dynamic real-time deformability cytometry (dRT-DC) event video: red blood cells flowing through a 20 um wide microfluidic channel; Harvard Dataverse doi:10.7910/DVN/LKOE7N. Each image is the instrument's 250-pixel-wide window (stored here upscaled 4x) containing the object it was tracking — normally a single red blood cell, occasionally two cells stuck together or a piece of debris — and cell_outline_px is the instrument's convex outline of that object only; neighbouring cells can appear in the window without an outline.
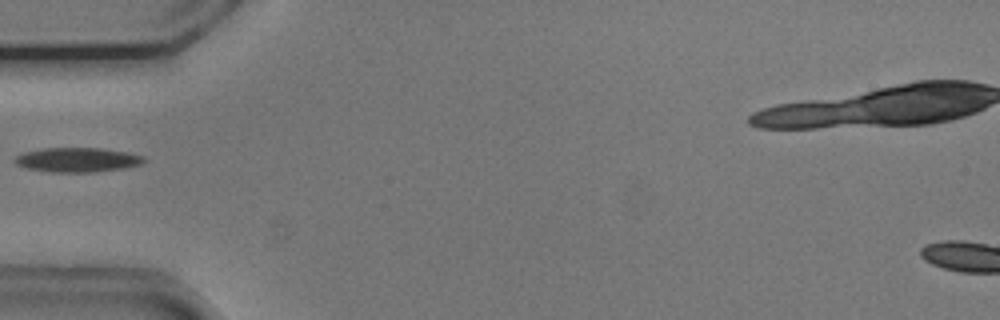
{"species": "common noctule bat (a hibernating species)", "species_latin": "Nyctalus noctula", "temperature_condition": "cold", "stored_images_in_passage": 37, "camera_frame_rate_fps": 3000, "um_per_image_px": 0.085, "animal": {"sex": "male", "body_mass_g": 20.5, "forearm_length_mm": 52.5}, "frame": {"image": 1, "passage_image": 1, "time_ms": 0.0, "image_size_px": [1000, 320], "cell_outline_px": [[148, 160], [140, 164], [124, 168], [96, 172], [48, 172], [24, 168], [16, 164], [12, 160], [16, 156], [24, 152], [44, 148], [100, 148], [128, 152], [144, 156]], "centroid_in_image_um": [6.57, 13.59], "position_along_channel_um": 78.4, "area_um2": 18.61}}
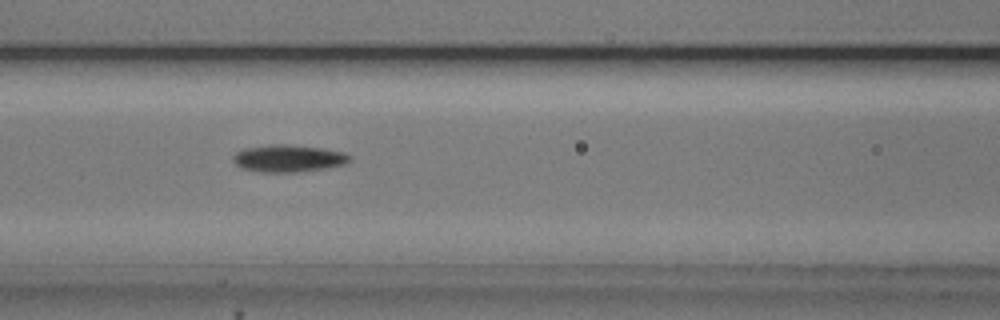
{"frame": {"image": 2, "passage_image": 6, "time_ms": 1.667, "image_size_px": [1000, 320], "cell_outline_px": [[352, 160], [344, 164], [328, 168], [296, 172], [260, 172], [240, 168], [232, 160], [232, 156], [236, 152], [244, 148], [268, 144], [284, 144], [320, 148], [344, 152], [352, 156]], "centroid_in_image_um": [24.5, 13.46], "position_along_channel_um": 142.1, "area_um2": 18.67}}